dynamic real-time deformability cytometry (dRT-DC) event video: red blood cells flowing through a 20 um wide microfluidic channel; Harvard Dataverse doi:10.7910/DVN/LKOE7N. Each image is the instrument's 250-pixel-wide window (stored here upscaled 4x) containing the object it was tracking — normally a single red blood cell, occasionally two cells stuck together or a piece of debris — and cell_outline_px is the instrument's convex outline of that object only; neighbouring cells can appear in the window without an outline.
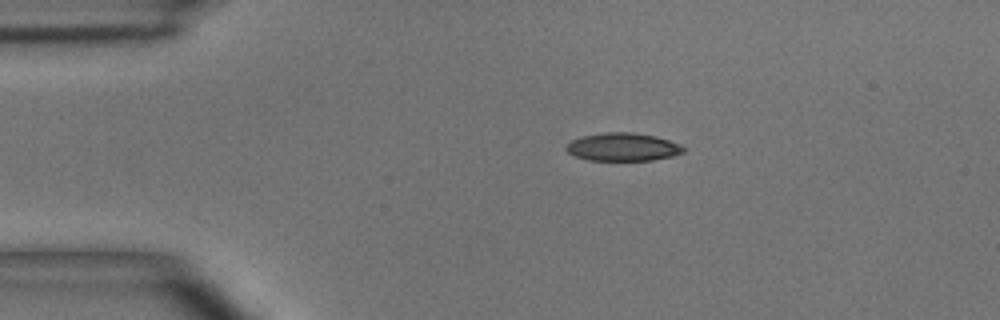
{"species": "common noctule bat (a hibernating species)", "species_latin": "Nyctalus noctula", "temperature_condition": "room temperature", "stored_images_in_passage": 2, "camera_frame_rate_fps": 3000, "um_per_image_px": 0.085, "animal": {"sex": "male", "body_mass_g": 15.6}, "frame": {"image": 1, "passage_image": 1, "time_ms": 0.0, "image_size_px": [1000, 320], "cell_outline_px": [[684, 152], [672, 156], [652, 160], [588, 160], [576, 156], [568, 152], [564, 148], [572, 140], [584, 136], [604, 132], [632, 132], [656, 136], [668, 140], [684, 148]], "centroid_in_image_um": [52.92, 12.49], "position_along_channel_um": 32.1, "area_um2": 18.9}}